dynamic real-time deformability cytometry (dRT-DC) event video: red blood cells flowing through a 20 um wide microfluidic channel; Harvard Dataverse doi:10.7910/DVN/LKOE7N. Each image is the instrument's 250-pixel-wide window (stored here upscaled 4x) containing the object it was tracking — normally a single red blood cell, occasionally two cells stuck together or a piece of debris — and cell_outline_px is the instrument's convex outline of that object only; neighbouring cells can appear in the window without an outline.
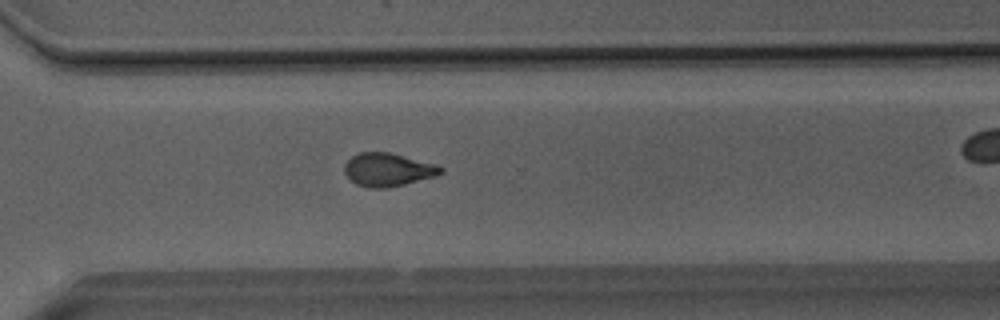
{"species": "Egyptian fruit bat (a non-hibernating species)", "species_latin": "Rousettus aegyptiacus", "temperature_condition": "room temperature", "stored_images_in_passage": 52, "camera_frame_rate_fps": 3000, "um_per_image_px": 0.085, "animal": {"sex": "male"}, "frame": {"image": 1, "passage_image": 37, "time_ms": 12.0, "image_size_px": [1000, 320], "cell_outline_px": [[444, 172], [436, 176], [388, 188], [368, 188], [356, 184], [344, 172], [344, 164], [352, 156], [360, 152], [388, 152], [436, 164], [444, 168]], "centroid_in_image_um": [32.98, 14.43], "position_along_channel_um": 337.6, "area_um2": 18.61}}
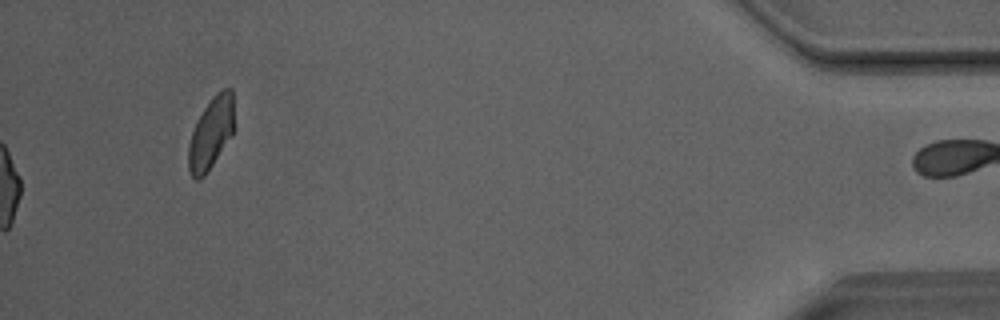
{"frame": {"image": 2, "passage_image": 52, "time_ms": 17.0, "image_size_px": [1000, 320], "cell_outline_px": [[236, 128], [232, 136], [204, 176], [200, 180], [196, 180], [192, 176], [188, 168], [188, 144], [196, 120], [212, 96], [216, 92], [224, 88], [232, 88]], "centroid_in_image_um": [17.97, 11.28], "position_along_channel_um": 417.2, "area_um2": 19.59}, "authors_computed_cell_mechanics": {"area_um2": 19.0451, "velocity_mm_per_s": 4.0843, "shape_relaxation_time_tau1_ms": 5.5624, "shape_relaxation_time_tau2_ms": 1.8944, "deformation_change_tau1": 0.1473, "deformation_change_tau2": 0.0796}}